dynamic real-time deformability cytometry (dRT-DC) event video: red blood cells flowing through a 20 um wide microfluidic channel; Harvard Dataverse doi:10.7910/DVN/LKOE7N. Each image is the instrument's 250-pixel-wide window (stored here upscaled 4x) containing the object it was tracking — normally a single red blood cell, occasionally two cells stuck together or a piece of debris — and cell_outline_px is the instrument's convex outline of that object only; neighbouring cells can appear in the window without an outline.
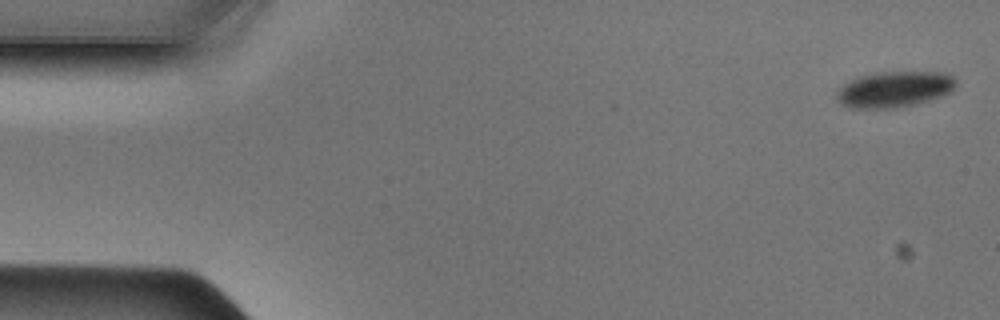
{"species": "Egyptian fruit bat (a non-hibernating species)", "species_latin": "Rousettus aegyptiacus", "temperature_condition": "cold", "stored_images_in_passage": 48, "camera_frame_rate_fps": 3000, "um_per_image_px": 0.085, "animal": {"sex": "male"}, "frame": {"image": 1, "passage_image": 1, "time_ms": 0.0, "image_size_px": [1000, 320], "cell_outline_px": [[956, 84], [952, 92], [944, 96], [916, 104], [896, 108], [852, 108], [840, 104], [836, 100], [836, 92], [844, 84], [856, 76], [880, 72], [944, 72], [952, 76], [956, 80]], "centroid_in_image_um": [76.03, 7.59], "position_along_channel_um": 9.0, "area_um2": 25.32}}
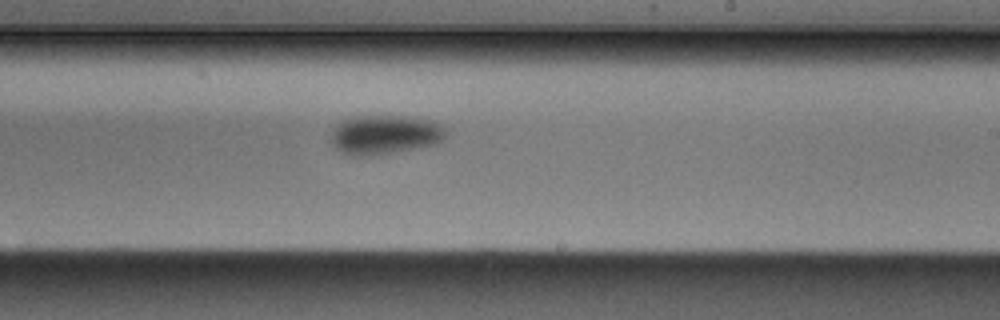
{"frame": {"image": 2, "passage_image": 28, "time_ms": 9.0, "image_size_px": [1000, 320], "cell_outline_px": [[448, 132], [436, 144], [372, 156], [352, 156], [340, 152], [332, 144], [332, 132], [344, 120], [356, 116], [404, 116], [432, 120], [440, 124]], "centroid_in_image_um": [32.72, 11.45], "position_along_channel_um": 256.3, "area_um2": 26.07}}
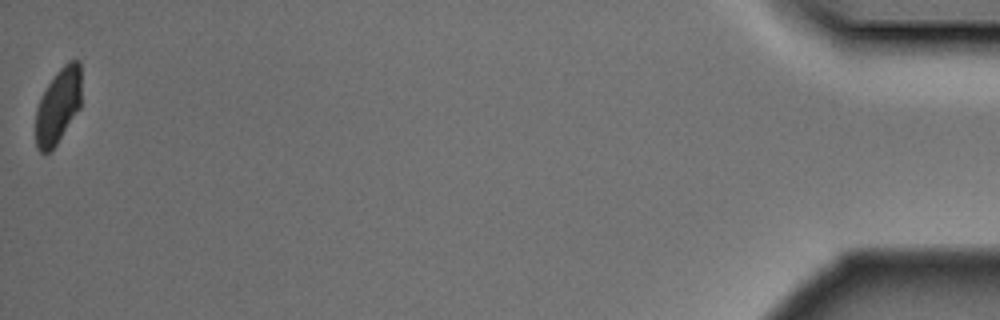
{"frame": {"image": 3, "passage_image": 48, "time_ms": 15.667, "image_size_px": [1000, 320], "cell_outline_px": [[80, 108], [56, 144], [48, 152], [40, 152], [36, 148], [36, 108], [48, 84], [56, 72], [68, 60], [76, 60], [80, 64]], "centroid_in_image_um": [4.94, 8.99], "position_along_channel_um": 430.3, "area_um2": 19.71}}